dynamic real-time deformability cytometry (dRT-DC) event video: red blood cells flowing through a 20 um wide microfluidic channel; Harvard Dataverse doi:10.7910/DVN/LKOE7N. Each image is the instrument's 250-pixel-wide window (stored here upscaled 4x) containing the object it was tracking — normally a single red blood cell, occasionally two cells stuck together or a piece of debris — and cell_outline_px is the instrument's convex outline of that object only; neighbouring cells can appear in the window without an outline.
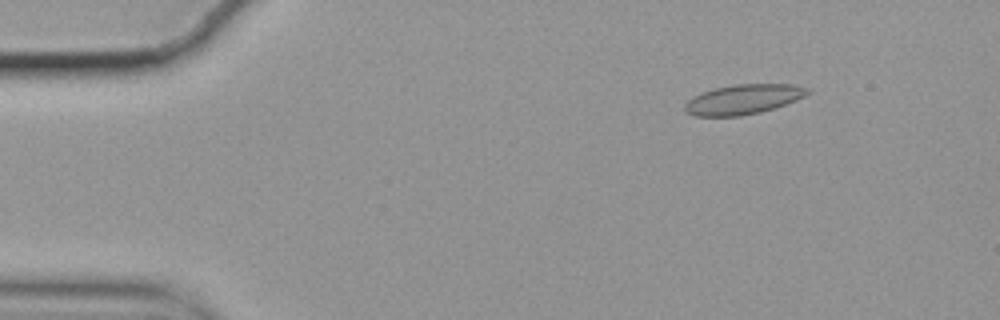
{"species": "common noctule bat (a hibernating species)", "species_latin": "Nyctalus noctula", "temperature_condition": "cold", "stored_images_in_passage": 51, "camera_frame_rate_fps": 3000, "um_per_image_px": 0.085, "animal": {"sex": "female", "body_mass_g": 19.9}, "frame": {"image": 1, "passage_image": 1, "time_ms": 0.0, "image_size_px": [1000, 320], "cell_outline_px": [[812, 92], [796, 100], [760, 112], [740, 116], [696, 116], [684, 112], [684, 104], [688, 100], [700, 92], [712, 88], [732, 84], [792, 84], [808, 88]], "centroid_in_image_um": [63.13, 8.43], "position_along_channel_um": 21.9, "area_um2": 21.44}}
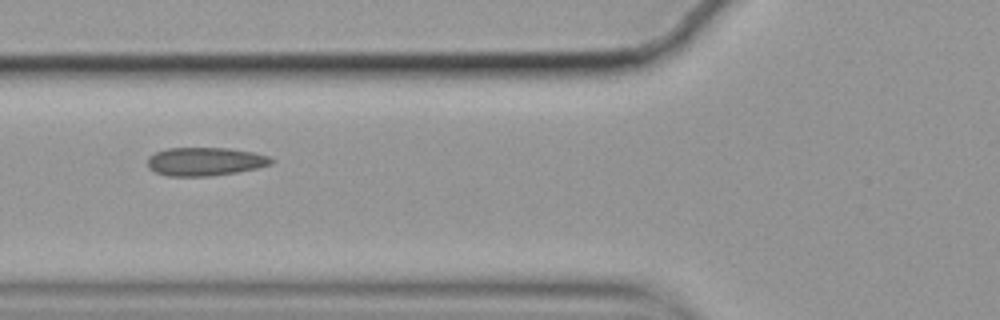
{"frame": {"image": 2, "passage_image": 15, "time_ms": 4.667, "image_size_px": [1000, 320], "cell_outline_px": [[276, 160], [272, 164], [256, 168], [236, 172], [212, 176], [168, 176], [156, 172], [148, 168], [148, 156], [156, 152], [168, 148], [228, 148], [252, 152], [268, 156]], "centroid_in_image_um": [17.43, 13.73], "position_along_channel_um": 108.4, "area_um2": 20.46}}
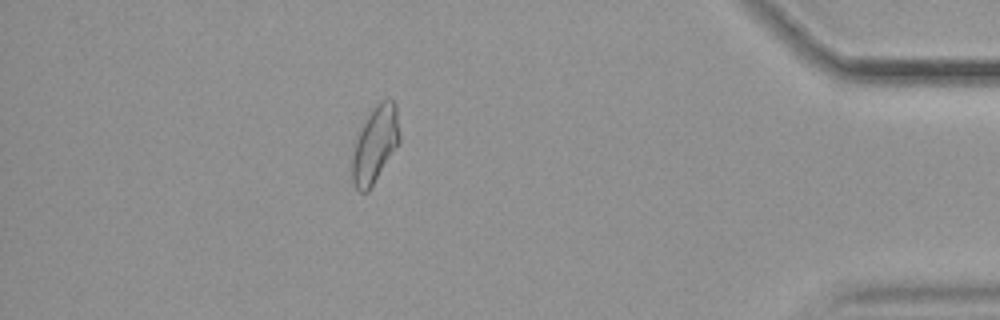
{"frame": {"image": 3, "passage_image": 44, "time_ms": 14.333, "image_size_px": [1000, 320], "cell_outline_px": [[400, 144], [368, 192], [360, 192], [356, 188], [352, 180], [352, 156], [356, 140], [360, 128], [372, 108], [380, 100], [392, 100], [396, 104], [400, 132]], "centroid_in_image_um": [31.9, 12.28], "position_along_channel_um": 403.3, "area_um2": 21.33}, "authors_computed_cell_mechanics": {"area_um2": 20.4612, "velocity_mm_per_s": 3.5122, "shape_relaxation_time_tau1_ms": null, "shape_relaxation_time_tau2_ms": 1.7793, "deformation_change_tau1": null, "deformation_change_tau2": 0.0861}}